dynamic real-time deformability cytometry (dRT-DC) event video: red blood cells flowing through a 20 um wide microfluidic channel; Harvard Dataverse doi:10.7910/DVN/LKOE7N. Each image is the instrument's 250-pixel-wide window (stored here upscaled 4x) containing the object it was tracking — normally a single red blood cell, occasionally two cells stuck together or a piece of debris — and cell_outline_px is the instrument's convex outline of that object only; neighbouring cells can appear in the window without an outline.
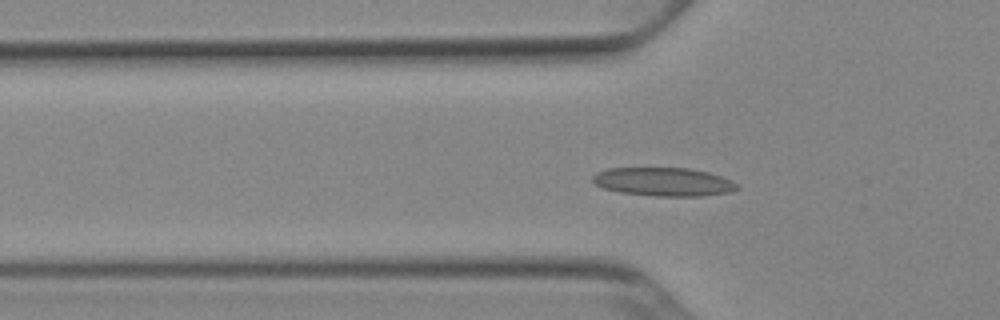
{"species": "Egyptian fruit bat (a non-hibernating species)", "species_latin": "Rousettus aegyptiacus", "temperature_condition": "cold", "stored_images_in_passage": 23, "segment_of_instrument_passage": [1, 2], "camera_frame_rate_fps": 3000, "um_per_image_px": 0.085, "animal": {"sex": "female"}, "frame": {"image": 1, "passage_image": 17, "time_ms": 5.333, "image_size_px": [1000, 320], "cell_outline_px": [[740, 188], [732, 192], [700, 196], [656, 196], [620, 192], [604, 188], [596, 184], [592, 180], [592, 176], [596, 172], [608, 168], [688, 168], [708, 172], [732, 180], [740, 184]], "centroid_in_image_um": [56.44, 15.45], "position_along_channel_um": 69.4, "area_um2": 24.1}}
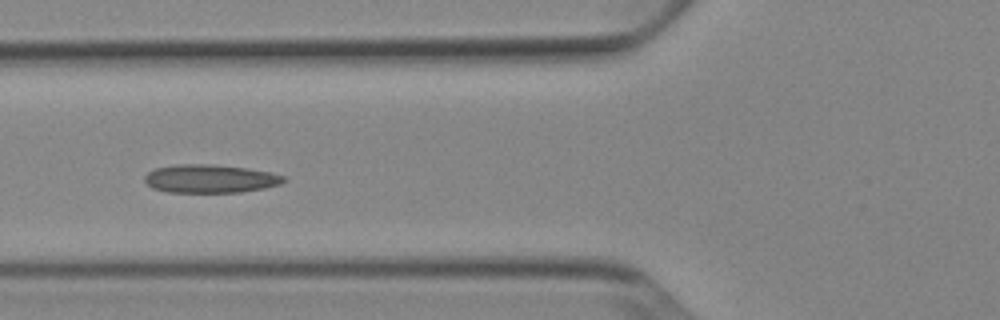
{"frame": {"image": 2, "passage_image": 20, "time_ms": 6.333, "image_size_px": [1000, 320], "cell_outline_px": [[288, 180], [280, 184], [264, 188], [240, 192], [168, 192], [152, 188], [144, 180], [144, 176], [148, 172], [156, 168], [176, 164], [212, 164], [244, 168], [268, 172], [284, 176]], "centroid_in_image_um": [17.84, 15.19], "position_along_channel_um": 108.0, "area_um2": 22.83}}